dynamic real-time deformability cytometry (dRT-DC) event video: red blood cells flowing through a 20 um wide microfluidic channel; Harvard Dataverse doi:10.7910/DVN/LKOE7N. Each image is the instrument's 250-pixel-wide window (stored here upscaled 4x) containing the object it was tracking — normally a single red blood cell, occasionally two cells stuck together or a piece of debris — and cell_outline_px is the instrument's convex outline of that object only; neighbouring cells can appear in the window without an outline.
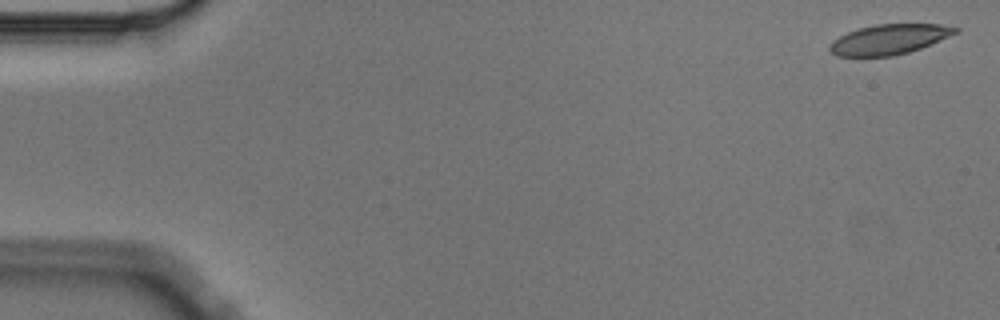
{"species": "Egyptian fruit bat (a non-hibernating species)", "species_latin": "Rousettus aegyptiacus", "temperature_condition": "cold", "stored_images_in_passage": 7, "camera_frame_rate_fps": 3000, "um_per_image_px": 0.085, "animal": {"sex": "male"}, "frame": {"image": 1, "passage_image": 1, "time_ms": 0.0, "image_size_px": [1000, 320], "cell_outline_px": [[960, 28], [956, 32], [948, 36], [920, 48], [908, 52], [892, 56], [836, 56], [828, 48], [828, 44], [832, 40], [848, 32], [860, 28], [876, 24], [940, 24]], "centroid_in_image_um": [75.52, 3.34], "position_along_channel_um": 9.5, "area_um2": 21.73}}
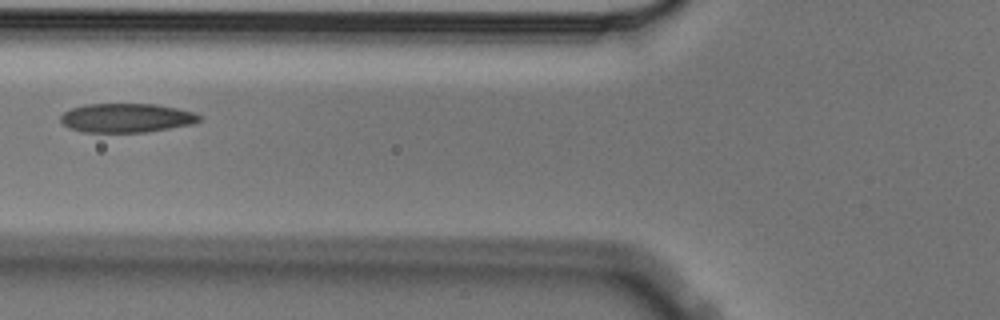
{"frame": {"image": 2, "passage_image": 6, "time_ms": 1.667, "image_size_px": [1000, 320], "cell_outline_px": [[200, 120], [192, 124], [148, 132], [84, 132], [68, 128], [60, 120], [60, 116], [64, 112], [72, 108], [84, 104], [156, 104], [176, 108], [192, 112], [200, 116]], "centroid_in_image_um": [10.72, 10.02], "position_along_channel_um": 115.1, "area_um2": 23.41}}
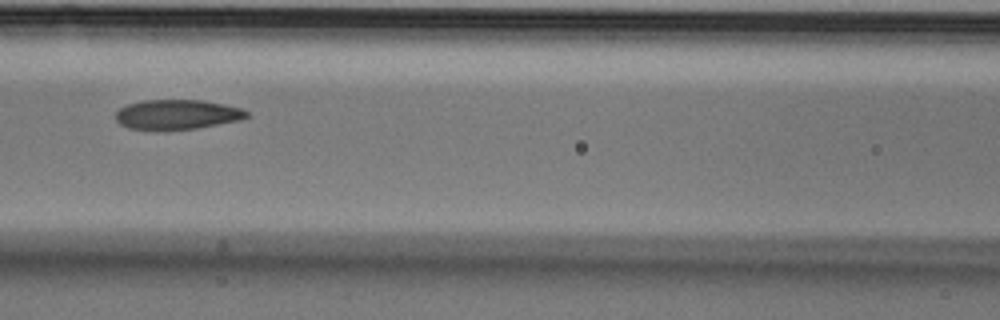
{"frame": {"image": 3, "passage_image": 7, "time_ms": 2.0, "image_size_px": [1000, 320], "cell_outline_px": [[248, 116], [240, 120], [196, 128], [128, 128], [120, 124], [116, 120], [116, 112], [120, 108], [128, 104], [140, 100], [204, 100], [224, 104], [240, 108], [248, 112]], "centroid_in_image_um": [15.06, 9.7], "position_along_channel_um": 151.5, "area_um2": 22.2}}